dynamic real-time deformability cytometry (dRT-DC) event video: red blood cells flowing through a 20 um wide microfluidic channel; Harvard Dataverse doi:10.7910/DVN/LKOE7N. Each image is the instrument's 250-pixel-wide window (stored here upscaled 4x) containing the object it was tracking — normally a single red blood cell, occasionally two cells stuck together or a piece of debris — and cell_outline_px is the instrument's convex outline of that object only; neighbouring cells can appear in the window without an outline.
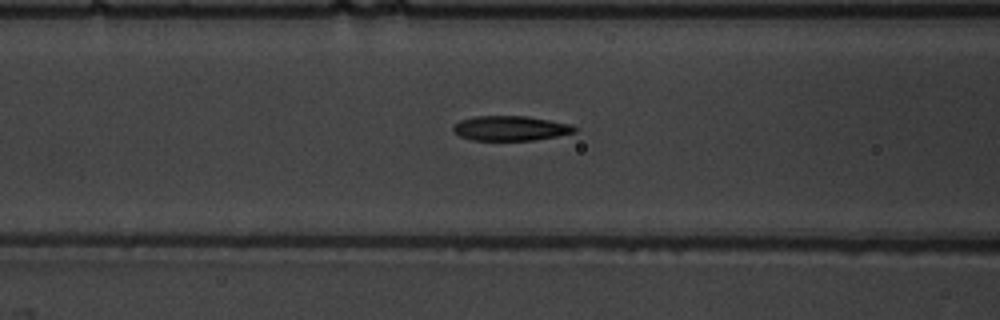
{"species": "common noctule bat (a hibernating species)", "species_latin": "Nyctalus noctula", "temperature_condition": "warm", "stored_images_in_passage": 55, "camera_frame_rate_fps": 3000, "um_per_image_px": 0.085, "animal": {"sex": "male", "body_mass_g": 19.5, "forearm_length_mm": 54.6}, "frame": {"image": 1, "passage_image": 24, "time_ms": 7.667, "image_size_px": [1000, 320], "cell_outline_px": [[576, 132], [536, 140], [472, 140], [460, 136], [452, 128], [460, 120], [476, 116], [528, 116], [572, 124], [576, 128]], "centroid_in_image_um": [43.42, 10.9], "position_along_channel_um": 123.2, "area_um2": 17.46}}
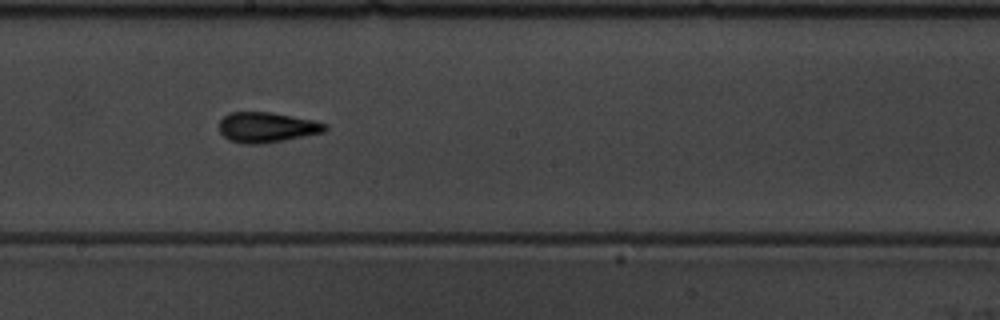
{"frame": {"image": 2, "passage_image": 32, "time_ms": 10.333, "image_size_px": [1000, 320], "cell_outline_px": [[328, 128], [324, 132], [284, 140], [260, 144], [248, 144], [232, 140], [224, 136], [220, 132], [220, 120], [228, 112], [272, 112], [312, 120], [328, 124]], "centroid_in_image_um": [22.69, 10.81], "position_along_channel_um": 225.5, "area_um2": 18.5}}
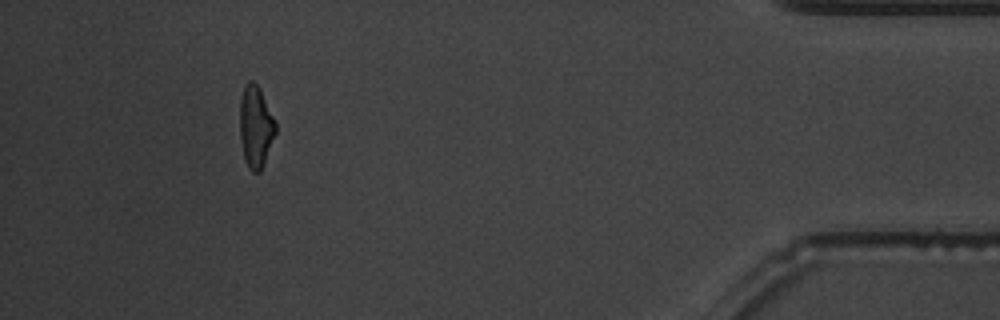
{"frame": {"image": 3, "passage_image": 51, "time_ms": 16.667, "image_size_px": [1000, 320], "cell_outline_px": [[276, 132], [264, 164], [260, 172], [252, 172], [248, 168], [244, 156], [240, 136], [240, 100], [244, 84], [248, 80], [252, 80], [260, 88], [276, 124]], "centroid_in_image_um": [21.72, 10.75], "position_along_channel_um": 413.5, "area_um2": 16.99}, "authors_computed_cell_mechanics": {"area_um2": 17.2822, "velocity_mm_per_s": 3.8456, "shape_relaxation_time_tau1_ms": 4.8307, "shape_relaxation_time_tau2_ms": 2.1967, "deformation_change_tau1": 0.1905, "deformation_change_tau2": 0.0965}}